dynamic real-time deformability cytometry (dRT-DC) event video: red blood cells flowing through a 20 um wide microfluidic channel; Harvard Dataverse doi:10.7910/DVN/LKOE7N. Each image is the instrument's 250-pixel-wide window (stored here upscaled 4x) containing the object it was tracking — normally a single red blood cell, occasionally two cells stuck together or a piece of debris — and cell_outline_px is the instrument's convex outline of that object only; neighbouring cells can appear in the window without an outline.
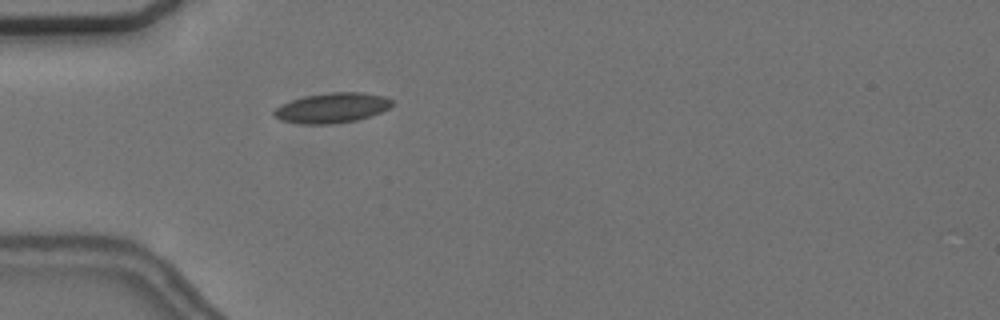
{"species": "common noctule bat (a hibernating species)", "species_latin": "Nyctalus noctula", "temperature_condition": "cold", "stored_images_in_passage": 4, "camera_frame_rate_fps": 3000, "um_per_image_px": 0.085, "animal": {"sex": "female", "body_mass_g": 24.6, "forearm_length_mm": 56.2}, "frame": {"image": 1, "passage_image": 4, "time_ms": 4.0, "image_size_px": [1000, 320], "cell_outline_px": [[392, 104], [388, 108], [372, 116], [356, 120], [332, 124], [300, 124], [280, 120], [272, 112], [280, 104], [304, 96], [332, 92], [364, 92], [384, 96], [392, 100]], "centroid_in_image_um": [28.21, 9.17], "position_along_channel_um": 56.8, "area_um2": 20.69}}